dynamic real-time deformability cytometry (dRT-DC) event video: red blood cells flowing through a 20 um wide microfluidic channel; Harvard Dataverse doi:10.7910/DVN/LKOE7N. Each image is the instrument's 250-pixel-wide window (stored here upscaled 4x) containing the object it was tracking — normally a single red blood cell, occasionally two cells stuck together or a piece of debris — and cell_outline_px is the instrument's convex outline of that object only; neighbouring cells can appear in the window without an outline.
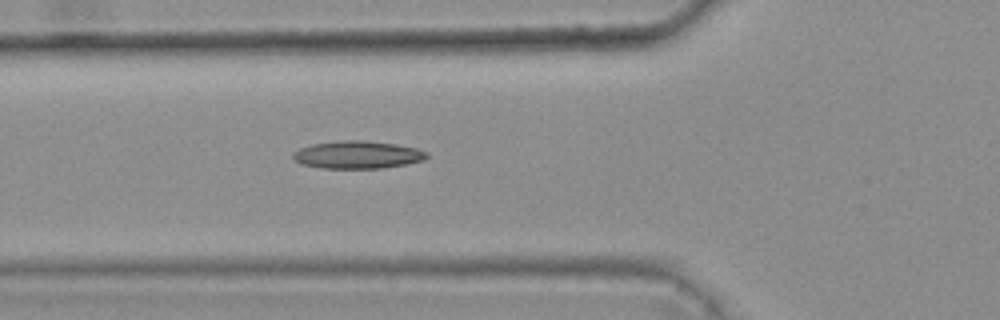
{"species": "common noctule bat (a hibernating species)", "species_latin": "Nyctalus noctula", "temperature_condition": "warm", "stored_images_in_passage": 7, "segment_of_instrument_passage": [1, 2], "camera_frame_rate_fps": 3000, "um_per_image_px": 0.085, "animal": {"sex": "female", "body_mass_g": 25.1}, "frame": {"image": 1, "passage_image": 6, "time_ms": 1.667, "image_size_px": [1000, 320], "cell_outline_px": [[428, 156], [424, 160], [384, 168], [320, 168], [304, 164], [296, 160], [292, 156], [292, 152], [300, 148], [312, 144], [344, 140], [364, 140], [396, 144], [416, 148], [428, 152]], "centroid_in_image_um": [30.4, 13.15], "position_along_channel_um": 95.4, "area_um2": 21.44}}